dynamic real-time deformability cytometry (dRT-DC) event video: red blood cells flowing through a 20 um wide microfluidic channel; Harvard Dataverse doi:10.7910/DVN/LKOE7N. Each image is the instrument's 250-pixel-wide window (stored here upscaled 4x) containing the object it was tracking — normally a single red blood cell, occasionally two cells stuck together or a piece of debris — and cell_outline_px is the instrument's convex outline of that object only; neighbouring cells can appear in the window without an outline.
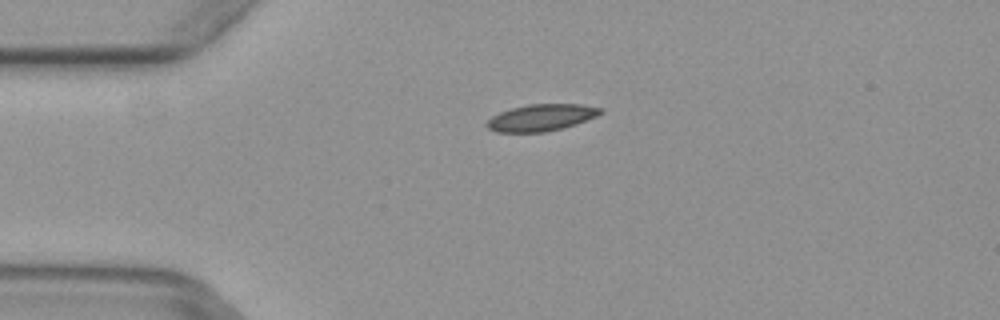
{"species": "common noctule bat (a hibernating species)", "species_latin": "Nyctalus noctula", "temperature_condition": "warm", "stored_images_in_passage": 7, "camera_frame_rate_fps": 3000, "um_per_image_px": 0.085, "animal": {"sex": "female", "body_mass_g": 29.2, "forearm_length_mm": 56.3}, "frame": {"image": 1, "passage_image": 3, "time_ms": 0.667, "image_size_px": [1000, 320], "cell_outline_px": [[604, 112], [596, 116], [576, 124], [564, 128], [544, 132], [496, 132], [488, 128], [484, 124], [492, 116], [500, 112], [512, 108], [528, 104], [580, 104], [604, 108]], "centroid_in_image_um": [46.02, 9.99], "position_along_channel_um": 39.0, "area_um2": 17.8}}
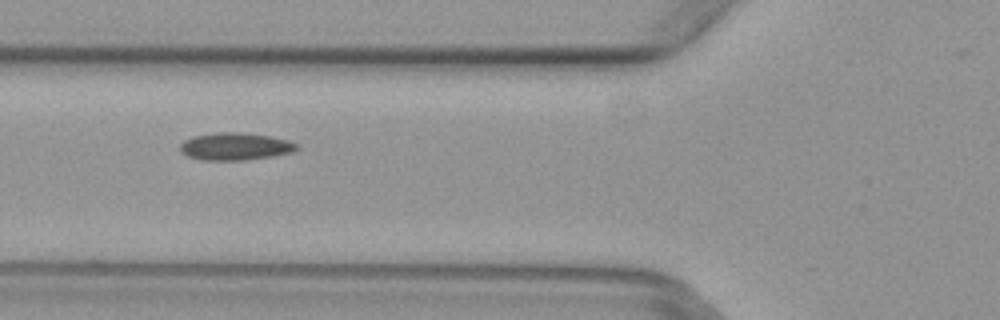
{"frame": {"image": 2, "passage_image": 5, "time_ms": 1.333, "image_size_px": [1000, 320], "cell_outline_px": [[300, 148], [292, 152], [272, 156], [244, 160], [204, 160], [188, 156], [180, 152], [180, 144], [184, 140], [192, 136], [216, 132], [240, 132], [272, 136], [288, 140], [296, 144]], "centroid_in_image_um": [19.98, 12.44], "position_along_channel_um": 105.8, "area_um2": 18.73}}
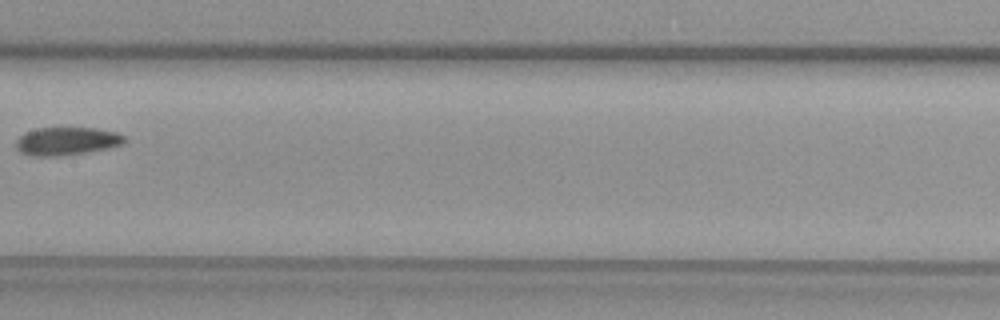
{"frame": {"image": 3, "passage_image": 7, "time_ms": 2.0, "image_size_px": [1000, 320], "cell_outline_px": [[128, 140], [120, 144], [108, 148], [60, 156], [28, 156], [20, 152], [16, 148], [16, 140], [24, 132], [36, 128], [96, 128], [116, 132], [124, 136]], "centroid_in_image_um": [5.63, 11.99], "position_along_channel_um": 201.8, "area_um2": 17.74}}